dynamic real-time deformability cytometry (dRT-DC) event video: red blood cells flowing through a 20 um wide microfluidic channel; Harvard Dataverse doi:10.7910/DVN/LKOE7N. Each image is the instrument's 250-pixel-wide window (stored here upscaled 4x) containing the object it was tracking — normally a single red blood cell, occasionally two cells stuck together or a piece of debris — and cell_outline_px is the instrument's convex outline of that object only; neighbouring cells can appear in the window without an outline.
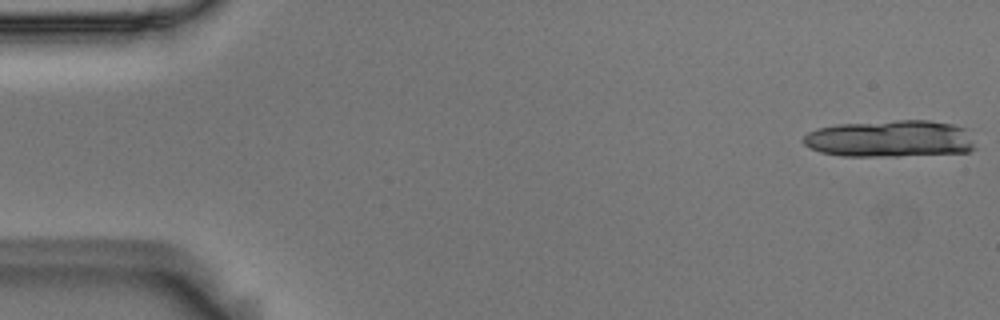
{"species": "Egyptian fruit bat (a non-hibernating species)", "species_latin": "Rousettus aegyptiacus", "temperature_condition": "room temperature", "stored_images_in_passage": 14, "camera_frame_rate_fps": 3000, "um_per_image_px": 0.085, "animal": {"sex": "male"}, "frame": {"image": 1, "passage_image": 1, "time_ms": 0.0, "image_size_px": [1000, 320], "cell_outline_px": [[976, 148], [968, 152], [896, 156], [844, 156], [820, 152], [804, 144], [804, 136], [808, 132], [816, 128], [836, 124], [896, 120], [928, 120], [952, 124], [964, 128], [972, 140]], "centroid_in_image_um": [75.65, 11.79], "position_along_channel_um": 9.4, "area_um2": 36.99}}